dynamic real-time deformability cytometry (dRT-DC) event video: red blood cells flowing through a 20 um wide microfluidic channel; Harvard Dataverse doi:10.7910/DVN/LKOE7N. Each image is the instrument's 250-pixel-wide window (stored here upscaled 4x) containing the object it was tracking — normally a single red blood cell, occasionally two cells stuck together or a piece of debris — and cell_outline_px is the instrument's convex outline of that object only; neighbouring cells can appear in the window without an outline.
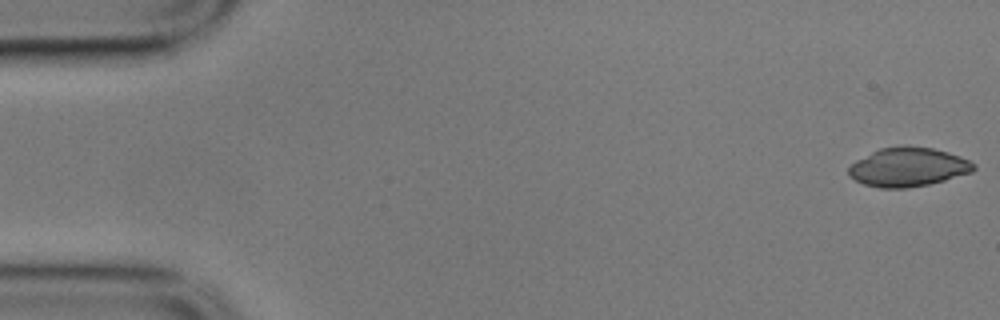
{"species": "common noctule bat (a hibernating species)", "species_latin": "Nyctalus noctula", "temperature_condition": "cold", "stored_images_in_passage": 2, "camera_frame_rate_fps": 3000, "um_per_image_px": 0.085, "animal": {"sex": "male", "body_mass_g": 17.9}, "frame": {"image": 1, "passage_image": 2, "time_ms": 0.333, "image_size_px": [1000, 320], "cell_outline_px": [[976, 168], [972, 172], [944, 180], [928, 184], [908, 188], [880, 188], [864, 184], [848, 176], [848, 168], [856, 160], [880, 148], [904, 144], [908, 144], [932, 148], [948, 152], [960, 156], [976, 164]], "centroid_in_image_um": [77.19, 14.18], "position_along_channel_um": 7.8, "area_um2": 28.61}}